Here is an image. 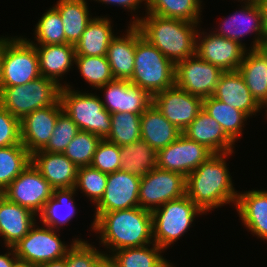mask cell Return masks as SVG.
<instances>
[{"label": "cell", "instance_id": "2", "mask_svg": "<svg viewBox=\"0 0 267 267\" xmlns=\"http://www.w3.org/2000/svg\"><path fill=\"white\" fill-rule=\"evenodd\" d=\"M233 153L213 154L186 177V195L204 213L224 204L235 207L238 191L226 163Z\"/></svg>", "mask_w": 267, "mask_h": 267}, {"label": "cell", "instance_id": "8", "mask_svg": "<svg viewBox=\"0 0 267 267\" xmlns=\"http://www.w3.org/2000/svg\"><path fill=\"white\" fill-rule=\"evenodd\" d=\"M40 76L35 46L23 36H3V67L0 86L25 85Z\"/></svg>", "mask_w": 267, "mask_h": 267}, {"label": "cell", "instance_id": "18", "mask_svg": "<svg viewBox=\"0 0 267 267\" xmlns=\"http://www.w3.org/2000/svg\"><path fill=\"white\" fill-rule=\"evenodd\" d=\"M99 89L104 91L105 100L101 101L110 114L130 112L142 115L152 104V96L128 80L114 79Z\"/></svg>", "mask_w": 267, "mask_h": 267}, {"label": "cell", "instance_id": "39", "mask_svg": "<svg viewBox=\"0 0 267 267\" xmlns=\"http://www.w3.org/2000/svg\"><path fill=\"white\" fill-rule=\"evenodd\" d=\"M34 39L28 41L32 45H53V44H65L66 37L63 29V23L58 10L51 6L49 10L43 13L34 29ZM35 42V43H34Z\"/></svg>", "mask_w": 267, "mask_h": 267}, {"label": "cell", "instance_id": "41", "mask_svg": "<svg viewBox=\"0 0 267 267\" xmlns=\"http://www.w3.org/2000/svg\"><path fill=\"white\" fill-rule=\"evenodd\" d=\"M107 176V173L91 166L79 167L74 188L76 191L81 190L96 206L105 193Z\"/></svg>", "mask_w": 267, "mask_h": 267}, {"label": "cell", "instance_id": "34", "mask_svg": "<svg viewBox=\"0 0 267 267\" xmlns=\"http://www.w3.org/2000/svg\"><path fill=\"white\" fill-rule=\"evenodd\" d=\"M201 3L202 0H147L145 12L164 18L200 23Z\"/></svg>", "mask_w": 267, "mask_h": 267}, {"label": "cell", "instance_id": "42", "mask_svg": "<svg viewBox=\"0 0 267 267\" xmlns=\"http://www.w3.org/2000/svg\"><path fill=\"white\" fill-rule=\"evenodd\" d=\"M79 131L77 124L66 113L62 112L58 116L49 142L42 151L63 153Z\"/></svg>", "mask_w": 267, "mask_h": 267}, {"label": "cell", "instance_id": "21", "mask_svg": "<svg viewBox=\"0 0 267 267\" xmlns=\"http://www.w3.org/2000/svg\"><path fill=\"white\" fill-rule=\"evenodd\" d=\"M31 163L53 189L75 186L78 167L63 153L38 150L31 154Z\"/></svg>", "mask_w": 267, "mask_h": 267}, {"label": "cell", "instance_id": "50", "mask_svg": "<svg viewBox=\"0 0 267 267\" xmlns=\"http://www.w3.org/2000/svg\"><path fill=\"white\" fill-rule=\"evenodd\" d=\"M258 4L262 10L263 23L267 32V0H258Z\"/></svg>", "mask_w": 267, "mask_h": 267}, {"label": "cell", "instance_id": "13", "mask_svg": "<svg viewBox=\"0 0 267 267\" xmlns=\"http://www.w3.org/2000/svg\"><path fill=\"white\" fill-rule=\"evenodd\" d=\"M223 72L194 54L175 64V85L203 99L213 95Z\"/></svg>", "mask_w": 267, "mask_h": 267}, {"label": "cell", "instance_id": "6", "mask_svg": "<svg viewBox=\"0 0 267 267\" xmlns=\"http://www.w3.org/2000/svg\"><path fill=\"white\" fill-rule=\"evenodd\" d=\"M59 86L43 76L18 86H0V104L15 118L22 120L29 113L60 100Z\"/></svg>", "mask_w": 267, "mask_h": 267}, {"label": "cell", "instance_id": "40", "mask_svg": "<svg viewBox=\"0 0 267 267\" xmlns=\"http://www.w3.org/2000/svg\"><path fill=\"white\" fill-rule=\"evenodd\" d=\"M101 140V138L93 133L80 130L68 144L63 154L78 168L90 166Z\"/></svg>", "mask_w": 267, "mask_h": 267}, {"label": "cell", "instance_id": "51", "mask_svg": "<svg viewBox=\"0 0 267 267\" xmlns=\"http://www.w3.org/2000/svg\"><path fill=\"white\" fill-rule=\"evenodd\" d=\"M2 67H3V36L0 37V85L2 82Z\"/></svg>", "mask_w": 267, "mask_h": 267}, {"label": "cell", "instance_id": "54", "mask_svg": "<svg viewBox=\"0 0 267 267\" xmlns=\"http://www.w3.org/2000/svg\"><path fill=\"white\" fill-rule=\"evenodd\" d=\"M161 267H175L173 264H172V262L170 263V262H166L164 265H162Z\"/></svg>", "mask_w": 267, "mask_h": 267}, {"label": "cell", "instance_id": "27", "mask_svg": "<svg viewBox=\"0 0 267 267\" xmlns=\"http://www.w3.org/2000/svg\"><path fill=\"white\" fill-rule=\"evenodd\" d=\"M124 35L115 36L107 50V60L115 79L130 80L134 70L136 26L130 25Z\"/></svg>", "mask_w": 267, "mask_h": 267}, {"label": "cell", "instance_id": "7", "mask_svg": "<svg viewBox=\"0 0 267 267\" xmlns=\"http://www.w3.org/2000/svg\"><path fill=\"white\" fill-rule=\"evenodd\" d=\"M205 213L185 194L152 211L153 241L166 250L192 227L194 218Z\"/></svg>", "mask_w": 267, "mask_h": 267}, {"label": "cell", "instance_id": "16", "mask_svg": "<svg viewBox=\"0 0 267 267\" xmlns=\"http://www.w3.org/2000/svg\"><path fill=\"white\" fill-rule=\"evenodd\" d=\"M197 32L196 54L204 61L219 67L222 71H237L247 51L237 41L221 37L210 31Z\"/></svg>", "mask_w": 267, "mask_h": 267}, {"label": "cell", "instance_id": "25", "mask_svg": "<svg viewBox=\"0 0 267 267\" xmlns=\"http://www.w3.org/2000/svg\"><path fill=\"white\" fill-rule=\"evenodd\" d=\"M38 55L41 76L55 81L59 86L63 75L75 64V47L71 44L34 45ZM61 78V79H60Z\"/></svg>", "mask_w": 267, "mask_h": 267}, {"label": "cell", "instance_id": "15", "mask_svg": "<svg viewBox=\"0 0 267 267\" xmlns=\"http://www.w3.org/2000/svg\"><path fill=\"white\" fill-rule=\"evenodd\" d=\"M212 155L205 146L182 134L167 147L157 151V168L187 177Z\"/></svg>", "mask_w": 267, "mask_h": 267}, {"label": "cell", "instance_id": "37", "mask_svg": "<svg viewBox=\"0 0 267 267\" xmlns=\"http://www.w3.org/2000/svg\"><path fill=\"white\" fill-rule=\"evenodd\" d=\"M111 131L105 139L118 146H125L141 139V115L130 112L111 114Z\"/></svg>", "mask_w": 267, "mask_h": 267}, {"label": "cell", "instance_id": "11", "mask_svg": "<svg viewBox=\"0 0 267 267\" xmlns=\"http://www.w3.org/2000/svg\"><path fill=\"white\" fill-rule=\"evenodd\" d=\"M3 193L9 201L29 209L38 216L53 196V188L30 163Z\"/></svg>", "mask_w": 267, "mask_h": 267}, {"label": "cell", "instance_id": "30", "mask_svg": "<svg viewBox=\"0 0 267 267\" xmlns=\"http://www.w3.org/2000/svg\"><path fill=\"white\" fill-rule=\"evenodd\" d=\"M75 188L53 189V196L46 202L39 217L42 224L57 230L68 224L75 216Z\"/></svg>", "mask_w": 267, "mask_h": 267}, {"label": "cell", "instance_id": "17", "mask_svg": "<svg viewBox=\"0 0 267 267\" xmlns=\"http://www.w3.org/2000/svg\"><path fill=\"white\" fill-rule=\"evenodd\" d=\"M140 177L117 170L107 176V185L95 213L139 207Z\"/></svg>", "mask_w": 267, "mask_h": 267}, {"label": "cell", "instance_id": "46", "mask_svg": "<svg viewBox=\"0 0 267 267\" xmlns=\"http://www.w3.org/2000/svg\"><path fill=\"white\" fill-rule=\"evenodd\" d=\"M93 1L102 3V5L103 4H105V5H108V4L112 5L113 4L115 6L117 5V6L124 8L125 10L128 9V12L130 11L132 14H133L132 11H134L136 13V10H137V12H138V10L141 7V4L144 2H145L144 6H145V8H147V6H146L147 0H93Z\"/></svg>", "mask_w": 267, "mask_h": 267}, {"label": "cell", "instance_id": "14", "mask_svg": "<svg viewBox=\"0 0 267 267\" xmlns=\"http://www.w3.org/2000/svg\"><path fill=\"white\" fill-rule=\"evenodd\" d=\"M161 114L182 132L203 109V99L174 85L152 96Z\"/></svg>", "mask_w": 267, "mask_h": 267}, {"label": "cell", "instance_id": "29", "mask_svg": "<svg viewBox=\"0 0 267 267\" xmlns=\"http://www.w3.org/2000/svg\"><path fill=\"white\" fill-rule=\"evenodd\" d=\"M106 16H95L88 23L80 40L75 44V54L83 56H106L111 41L115 38L113 25ZM112 25V26H111Z\"/></svg>", "mask_w": 267, "mask_h": 267}, {"label": "cell", "instance_id": "20", "mask_svg": "<svg viewBox=\"0 0 267 267\" xmlns=\"http://www.w3.org/2000/svg\"><path fill=\"white\" fill-rule=\"evenodd\" d=\"M212 97L244 112L249 119L262 110L238 70L221 74Z\"/></svg>", "mask_w": 267, "mask_h": 267}, {"label": "cell", "instance_id": "28", "mask_svg": "<svg viewBox=\"0 0 267 267\" xmlns=\"http://www.w3.org/2000/svg\"><path fill=\"white\" fill-rule=\"evenodd\" d=\"M182 131L170 123L152 103L141 115V139L156 151L177 140Z\"/></svg>", "mask_w": 267, "mask_h": 267}, {"label": "cell", "instance_id": "9", "mask_svg": "<svg viewBox=\"0 0 267 267\" xmlns=\"http://www.w3.org/2000/svg\"><path fill=\"white\" fill-rule=\"evenodd\" d=\"M37 224L36 222L28 234L12 246L21 262L39 267L49 261L62 259L76 240H84L77 237L67 245L57 234L59 230Z\"/></svg>", "mask_w": 267, "mask_h": 267}, {"label": "cell", "instance_id": "10", "mask_svg": "<svg viewBox=\"0 0 267 267\" xmlns=\"http://www.w3.org/2000/svg\"><path fill=\"white\" fill-rule=\"evenodd\" d=\"M185 194L186 177L177 172L154 168L140 179L139 206L152 212Z\"/></svg>", "mask_w": 267, "mask_h": 267}, {"label": "cell", "instance_id": "44", "mask_svg": "<svg viewBox=\"0 0 267 267\" xmlns=\"http://www.w3.org/2000/svg\"><path fill=\"white\" fill-rule=\"evenodd\" d=\"M94 246L86 240H76L66 253V267H92L105 254Z\"/></svg>", "mask_w": 267, "mask_h": 267}, {"label": "cell", "instance_id": "24", "mask_svg": "<svg viewBox=\"0 0 267 267\" xmlns=\"http://www.w3.org/2000/svg\"><path fill=\"white\" fill-rule=\"evenodd\" d=\"M36 214L17 203L9 201L1 192L0 237L4 246L12 247L36 224Z\"/></svg>", "mask_w": 267, "mask_h": 267}, {"label": "cell", "instance_id": "5", "mask_svg": "<svg viewBox=\"0 0 267 267\" xmlns=\"http://www.w3.org/2000/svg\"><path fill=\"white\" fill-rule=\"evenodd\" d=\"M64 83L60 90V102L66 113L78 126L79 130L87 131L105 140L111 131V114L102 104V96L72 89Z\"/></svg>", "mask_w": 267, "mask_h": 267}, {"label": "cell", "instance_id": "52", "mask_svg": "<svg viewBox=\"0 0 267 267\" xmlns=\"http://www.w3.org/2000/svg\"><path fill=\"white\" fill-rule=\"evenodd\" d=\"M14 267H36L25 262L18 261Z\"/></svg>", "mask_w": 267, "mask_h": 267}, {"label": "cell", "instance_id": "33", "mask_svg": "<svg viewBox=\"0 0 267 267\" xmlns=\"http://www.w3.org/2000/svg\"><path fill=\"white\" fill-rule=\"evenodd\" d=\"M203 109L219 123L224 132L234 142H237L241 138L245 126L244 123H246L249 118L244 112L212 96L203 98Z\"/></svg>", "mask_w": 267, "mask_h": 267}, {"label": "cell", "instance_id": "53", "mask_svg": "<svg viewBox=\"0 0 267 267\" xmlns=\"http://www.w3.org/2000/svg\"><path fill=\"white\" fill-rule=\"evenodd\" d=\"M241 2L243 1V3H254V2H258V0H238V2Z\"/></svg>", "mask_w": 267, "mask_h": 267}, {"label": "cell", "instance_id": "43", "mask_svg": "<svg viewBox=\"0 0 267 267\" xmlns=\"http://www.w3.org/2000/svg\"><path fill=\"white\" fill-rule=\"evenodd\" d=\"M90 166L107 174L120 170V147L107 140H101Z\"/></svg>", "mask_w": 267, "mask_h": 267}, {"label": "cell", "instance_id": "26", "mask_svg": "<svg viewBox=\"0 0 267 267\" xmlns=\"http://www.w3.org/2000/svg\"><path fill=\"white\" fill-rule=\"evenodd\" d=\"M238 71L262 106L267 101V48L247 49Z\"/></svg>", "mask_w": 267, "mask_h": 267}, {"label": "cell", "instance_id": "35", "mask_svg": "<svg viewBox=\"0 0 267 267\" xmlns=\"http://www.w3.org/2000/svg\"><path fill=\"white\" fill-rule=\"evenodd\" d=\"M163 252L164 249L152 243L143 247L120 249L112 252L110 256L116 267H161L168 261L163 257Z\"/></svg>", "mask_w": 267, "mask_h": 267}, {"label": "cell", "instance_id": "47", "mask_svg": "<svg viewBox=\"0 0 267 267\" xmlns=\"http://www.w3.org/2000/svg\"><path fill=\"white\" fill-rule=\"evenodd\" d=\"M8 252L5 254H0V267H14V265L19 261L18 257L15 255L13 247H7Z\"/></svg>", "mask_w": 267, "mask_h": 267}, {"label": "cell", "instance_id": "23", "mask_svg": "<svg viewBox=\"0 0 267 267\" xmlns=\"http://www.w3.org/2000/svg\"><path fill=\"white\" fill-rule=\"evenodd\" d=\"M235 209L245 228L267 242V190L238 192Z\"/></svg>", "mask_w": 267, "mask_h": 267}, {"label": "cell", "instance_id": "12", "mask_svg": "<svg viewBox=\"0 0 267 267\" xmlns=\"http://www.w3.org/2000/svg\"><path fill=\"white\" fill-rule=\"evenodd\" d=\"M240 10H236L235 13L229 15L227 18H223L222 25L219 23V28L213 30L214 33L221 37L234 40L242 44L245 48V43L242 42L243 38L247 34H254L255 40L251 42L253 45L249 49L264 48L267 45V32L263 23L262 10L258 2L243 3L240 6ZM254 32V33H253Z\"/></svg>", "mask_w": 267, "mask_h": 267}, {"label": "cell", "instance_id": "22", "mask_svg": "<svg viewBox=\"0 0 267 267\" xmlns=\"http://www.w3.org/2000/svg\"><path fill=\"white\" fill-rule=\"evenodd\" d=\"M182 133L188 139L205 146L213 154L234 152L235 142L204 109Z\"/></svg>", "mask_w": 267, "mask_h": 267}, {"label": "cell", "instance_id": "45", "mask_svg": "<svg viewBox=\"0 0 267 267\" xmlns=\"http://www.w3.org/2000/svg\"><path fill=\"white\" fill-rule=\"evenodd\" d=\"M18 144H22L20 120L0 104V147Z\"/></svg>", "mask_w": 267, "mask_h": 267}, {"label": "cell", "instance_id": "1", "mask_svg": "<svg viewBox=\"0 0 267 267\" xmlns=\"http://www.w3.org/2000/svg\"><path fill=\"white\" fill-rule=\"evenodd\" d=\"M91 228L99 234V243L110 253L154 243L152 212L134 207L105 213H95Z\"/></svg>", "mask_w": 267, "mask_h": 267}, {"label": "cell", "instance_id": "55", "mask_svg": "<svg viewBox=\"0 0 267 267\" xmlns=\"http://www.w3.org/2000/svg\"><path fill=\"white\" fill-rule=\"evenodd\" d=\"M267 107V101L262 105V108H266ZM265 113H266V116H267V110L265 109Z\"/></svg>", "mask_w": 267, "mask_h": 267}, {"label": "cell", "instance_id": "19", "mask_svg": "<svg viewBox=\"0 0 267 267\" xmlns=\"http://www.w3.org/2000/svg\"><path fill=\"white\" fill-rule=\"evenodd\" d=\"M62 112L59 100L55 105L37 109L20 120L21 143L30 154L42 150L47 145Z\"/></svg>", "mask_w": 267, "mask_h": 267}, {"label": "cell", "instance_id": "32", "mask_svg": "<svg viewBox=\"0 0 267 267\" xmlns=\"http://www.w3.org/2000/svg\"><path fill=\"white\" fill-rule=\"evenodd\" d=\"M120 147V170L142 178L157 168V151L147 142L139 139Z\"/></svg>", "mask_w": 267, "mask_h": 267}, {"label": "cell", "instance_id": "38", "mask_svg": "<svg viewBox=\"0 0 267 267\" xmlns=\"http://www.w3.org/2000/svg\"><path fill=\"white\" fill-rule=\"evenodd\" d=\"M82 78L93 89L100 87L114 80L111 67L106 56H83L75 55V64Z\"/></svg>", "mask_w": 267, "mask_h": 267}, {"label": "cell", "instance_id": "49", "mask_svg": "<svg viewBox=\"0 0 267 267\" xmlns=\"http://www.w3.org/2000/svg\"><path fill=\"white\" fill-rule=\"evenodd\" d=\"M39 267H66V256L59 260L49 261L48 263H44Z\"/></svg>", "mask_w": 267, "mask_h": 267}, {"label": "cell", "instance_id": "31", "mask_svg": "<svg viewBox=\"0 0 267 267\" xmlns=\"http://www.w3.org/2000/svg\"><path fill=\"white\" fill-rule=\"evenodd\" d=\"M87 4L86 0H58L54 5L61 16L67 44L75 46L93 19Z\"/></svg>", "mask_w": 267, "mask_h": 267}, {"label": "cell", "instance_id": "3", "mask_svg": "<svg viewBox=\"0 0 267 267\" xmlns=\"http://www.w3.org/2000/svg\"><path fill=\"white\" fill-rule=\"evenodd\" d=\"M133 16L129 25H135L142 37L174 64L196 54L199 23L164 18L152 13H146L145 17Z\"/></svg>", "mask_w": 267, "mask_h": 267}, {"label": "cell", "instance_id": "48", "mask_svg": "<svg viewBox=\"0 0 267 267\" xmlns=\"http://www.w3.org/2000/svg\"><path fill=\"white\" fill-rule=\"evenodd\" d=\"M92 267H116L113 258L106 252L103 254Z\"/></svg>", "mask_w": 267, "mask_h": 267}, {"label": "cell", "instance_id": "4", "mask_svg": "<svg viewBox=\"0 0 267 267\" xmlns=\"http://www.w3.org/2000/svg\"><path fill=\"white\" fill-rule=\"evenodd\" d=\"M129 81L151 96L175 85V64L143 38L137 27L134 70Z\"/></svg>", "mask_w": 267, "mask_h": 267}, {"label": "cell", "instance_id": "36", "mask_svg": "<svg viewBox=\"0 0 267 267\" xmlns=\"http://www.w3.org/2000/svg\"><path fill=\"white\" fill-rule=\"evenodd\" d=\"M31 163V154L22 145L0 147V192Z\"/></svg>", "mask_w": 267, "mask_h": 267}]
</instances>
